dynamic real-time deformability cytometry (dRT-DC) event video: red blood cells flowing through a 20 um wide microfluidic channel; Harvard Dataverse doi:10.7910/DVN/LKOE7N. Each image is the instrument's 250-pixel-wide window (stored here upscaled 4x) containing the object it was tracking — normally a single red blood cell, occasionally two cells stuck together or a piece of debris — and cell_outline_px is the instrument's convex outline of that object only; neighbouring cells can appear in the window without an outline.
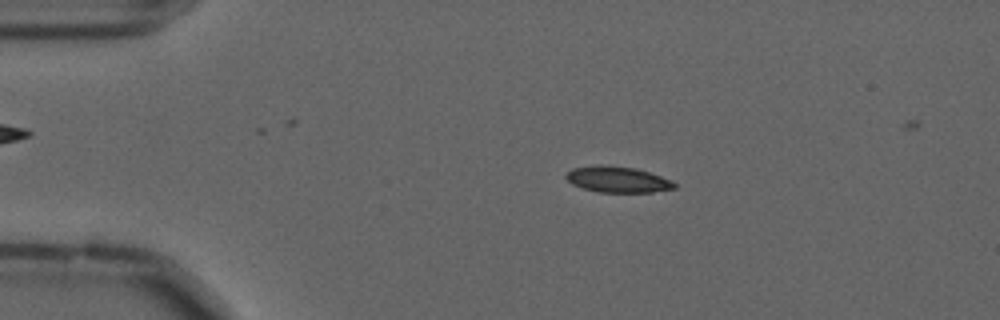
{"species": "common noctule bat (a hibernating species)", "species_latin": "Nyctalus noctula", "temperature_condition": "cold", "stored_images_in_passage": 55, "camera_frame_rate_fps": 3000, "um_per_image_px": 0.085, "animal": {"sex": "male", "forearm_length_mm": 52.5}, "frame": {"image": 1, "passage_image": 11, "time_ms": 3.333, "image_size_px": [1000, 320], "cell_outline_px": [[676, 188], [652, 192], [600, 192], [584, 188], [572, 184], [564, 176], [572, 168], [596, 164], [600, 164], [636, 168], [672, 180], [676, 184]], "centroid_in_image_um": [52.49, 15.24], "position_along_channel_um": 32.5, "area_um2": 16.42}}
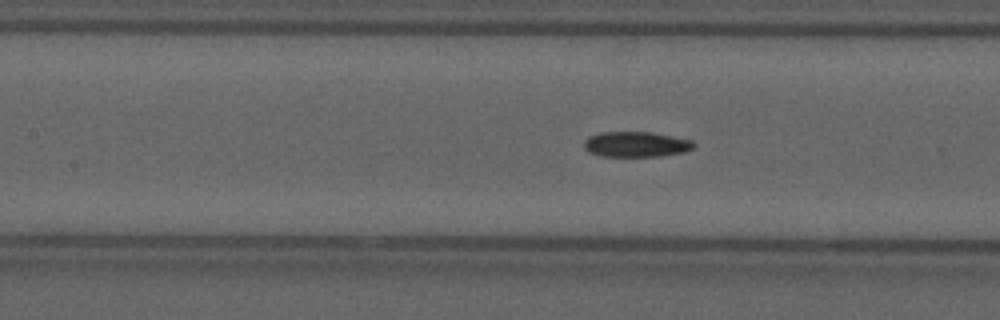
{"frame": {"image": 2, "passage_image": 25, "time_ms": 8.0, "image_size_px": [1000, 320], "cell_outline_px": [[696, 144], [692, 148], [684, 152], [660, 156], [600, 156], [588, 152], [584, 148], [584, 140], [588, 136], [600, 132], [652, 132], [692, 140]], "centroid_in_image_um": [54.04, 12.26], "position_along_channel_um": 153.4, "area_um2": 16.3}}
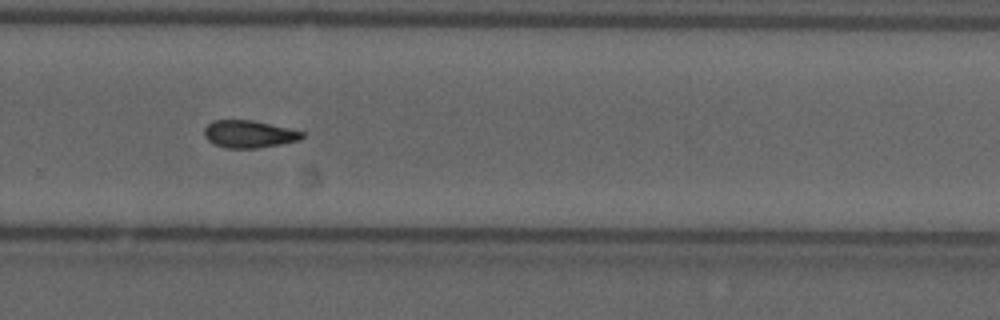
{"frame": {"image": 3, "passage_image": 38, "time_ms": 12.333, "image_size_px": [1000, 320], "cell_outline_px": [[304, 136], [300, 140], [280, 144], [256, 148], [224, 148], [212, 144], [204, 136], [204, 128], [212, 120], [252, 120], [288, 128], [304, 132]], "centroid_in_image_um": [21.13, 11.4], "position_along_channel_um": 308.7, "area_um2": 15.66}}